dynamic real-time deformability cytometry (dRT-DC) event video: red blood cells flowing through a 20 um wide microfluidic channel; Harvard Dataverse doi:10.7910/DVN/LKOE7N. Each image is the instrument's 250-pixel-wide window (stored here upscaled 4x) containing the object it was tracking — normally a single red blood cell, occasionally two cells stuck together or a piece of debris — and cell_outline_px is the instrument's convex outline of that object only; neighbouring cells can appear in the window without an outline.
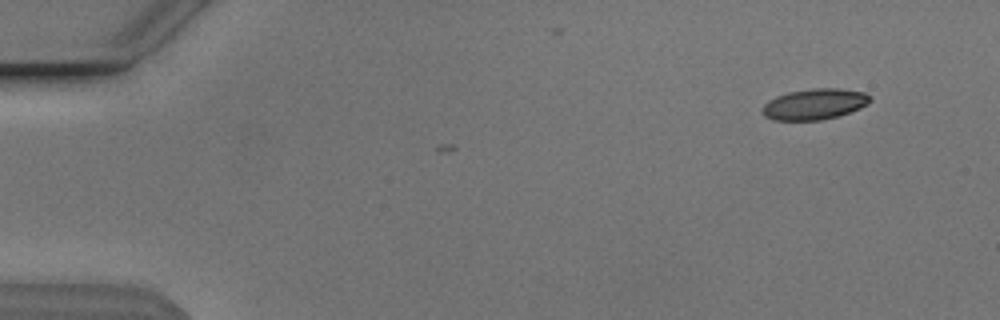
{"species": "Egyptian fruit bat (a non-hibernating species)", "species_latin": "Rousettus aegyptiacus", "temperature_condition": "cold", "stored_images_in_passage": 4, "camera_frame_rate_fps": 3000, "um_per_image_px": 0.085, "animal": {"sex": "male"}, "frame": {"image": 1, "passage_image": 1, "time_ms": 0.0, "image_size_px": [1000, 320], "cell_outline_px": [[872, 100], [868, 104], [860, 108], [836, 116], [820, 120], [772, 120], [764, 116], [764, 104], [768, 100], [776, 96], [788, 92], [812, 88], [840, 88], [864, 92], [872, 96]], "centroid_in_image_um": [69.26, 8.84], "position_along_channel_um": 15.7, "area_um2": 19.36}}